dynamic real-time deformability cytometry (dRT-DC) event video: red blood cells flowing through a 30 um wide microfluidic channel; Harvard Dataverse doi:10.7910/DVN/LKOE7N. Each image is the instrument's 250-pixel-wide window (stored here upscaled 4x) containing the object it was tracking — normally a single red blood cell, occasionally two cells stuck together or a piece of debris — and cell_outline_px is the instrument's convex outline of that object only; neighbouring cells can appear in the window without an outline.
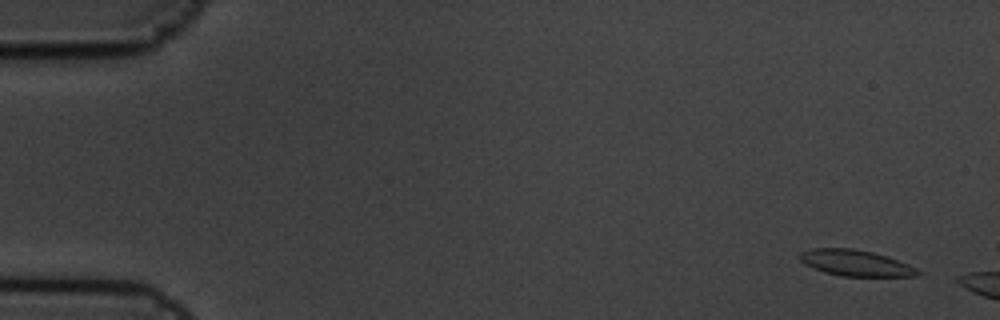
{"species": "common noctule bat (a hibernating species)", "species_latin": "Nyctalus noctula", "temperature_condition": "cold", "stored_images_in_passage": 3, "camera_frame_rate_fps": 3000, "um_per_image_px": 0.085, "animal": {"sex": "male", "body_mass_g": 19.5, "forearm_length_mm": 54.6}, "frame": {"image": 1, "passage_image": 1, "time_ms": 0.0, "image_size_px": [1000, 320], "cell_outline_px": [[920, 276], [840, 276], [824, 272], [812, 268], [804, 264], [800, 260], [800, 252], [812, 248], [852, 248], [872, 252], [888, 256], [908, 264], [916, 268], [920, 272]], "centroid_in_image_um": [72.71, 22.35], "position_along_channel_um": 12.3, "area_um2": 17.98}}